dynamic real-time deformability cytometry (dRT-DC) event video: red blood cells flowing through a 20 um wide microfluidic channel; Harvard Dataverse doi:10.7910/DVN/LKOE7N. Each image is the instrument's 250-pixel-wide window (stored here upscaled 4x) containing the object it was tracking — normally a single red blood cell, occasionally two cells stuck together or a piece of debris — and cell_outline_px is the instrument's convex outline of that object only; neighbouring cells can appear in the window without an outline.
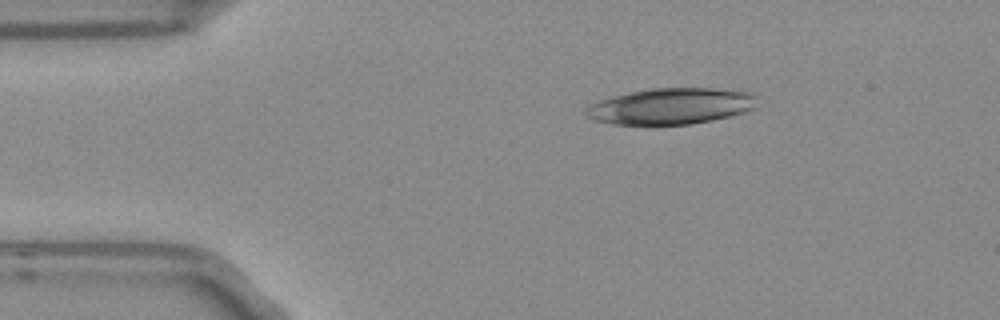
{"species": "Egyptian fruit bat (a non-hibernating species)", "species_latin": "Rousettus aegyptiacus", "temperature_condition": "room temperature", "stored_images_in_passage": 5, "camera_frame_rate_fps": 3000, "um_per_image_px": 0.085, "frame": {"image": 1, "passage_image": 2, "time_ms": 0.333, "image_size_px": [1000, 320], "cell_outline_px": [[756, 108], [744, 112], [712, 120], [688, 124], [612, 124], [596, 120], [588, 116], [584, 112], [592, 104], [600, 100], [632, 92], [652, 88], [708, 88], [748, 92], [756, 96]], "centroid_in_image_um": [57.07, 9.02], "position_along_channel_um": 27.9, "area_um2": 35.43}}
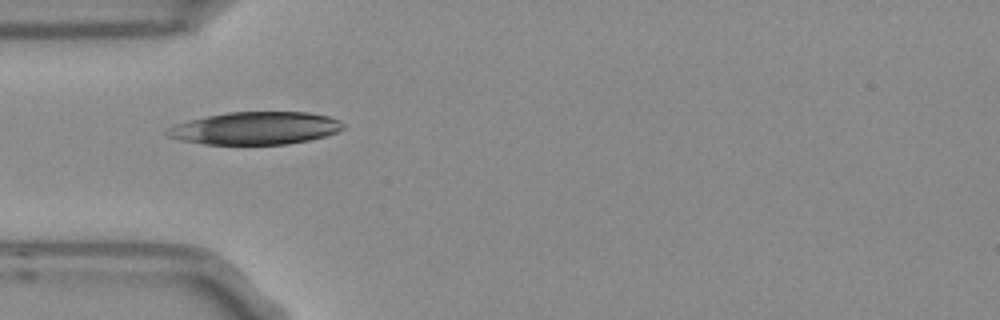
{"frame": {"image": 2, "passage_image": 4, "time_ms": 1.0, "image_size_px": [1000, 320], "cell_outline_px": [[344, 128], [336, 132], [324, 136], [308, 140], [284, 144], [204, 144], [184, 140], [168, 136], [164, 132], [172, 124], [208, 116], [228, 112], [308, 112], [328, 116], [340, 120], [344, 124]], "centroid_in_image_um": [21.71, 10.89], "position_along_channel_um": 63.3, "area_um2": 33.23}}
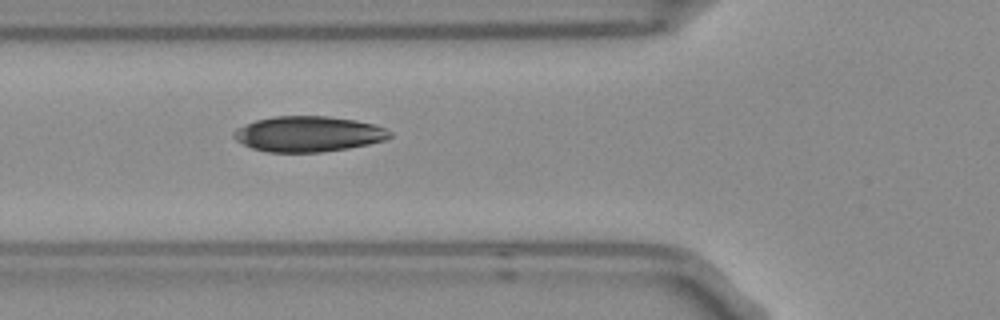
{"frame": {"image": 3, "passage_image": 5, "time_ms": 1.333, "image_size_px": [1000, 320], "cell_outline_px": [[392, 136], [384, 140], [368, 144], [348, 148], [320, 152], [268, 152], [252, 148], [236, 140], [232, 136], [232, 132], [236, 128], [244, 124], [256, 120], [272, 116], [328, 116], [356, 120], [372, 124], [384, 128], [392, 132]], "centroid_in_image_um": [26.17, 11.38], "position_along_channel_um": 99.6, "area_um2": 32.31}}